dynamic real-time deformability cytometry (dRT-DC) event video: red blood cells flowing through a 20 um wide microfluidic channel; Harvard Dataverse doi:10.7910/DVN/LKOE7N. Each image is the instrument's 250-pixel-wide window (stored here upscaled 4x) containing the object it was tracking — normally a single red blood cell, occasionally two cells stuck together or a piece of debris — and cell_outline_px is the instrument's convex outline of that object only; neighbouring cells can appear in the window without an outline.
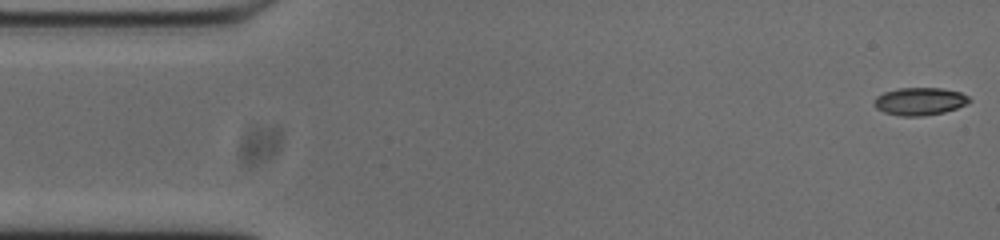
{"species": "common noctule bat (a hibernating species)", "species_latin": "Nyctalus noctula", "temperature_condition": "cold", "stored_images_in_passage": 46, "camera_frame_rate_fps": 3000, "um_per_image_px": 0.085, "animal": {"sex": "male", "body_mass_g": 20.0, "forearm_length_mm": 53.3}, "frame": {"image": 1, "passage_image": 1, "time_ms": 0.0, "image_size_px": [1000, 240], "cell_outline_px": [[972, 100], [968, 104], [944, 112], [924, 116], [900, 116], [884, 112], [876, 108], [872, 104], [872, 100], [876, 96], [884, 92], [900, 88], [940, 88], [960, 92], [968, 96]], "centroid_in_image_um": [78.16, 8.62], "position_along_channel_um": 6.8, "area_um2": 15.49}}
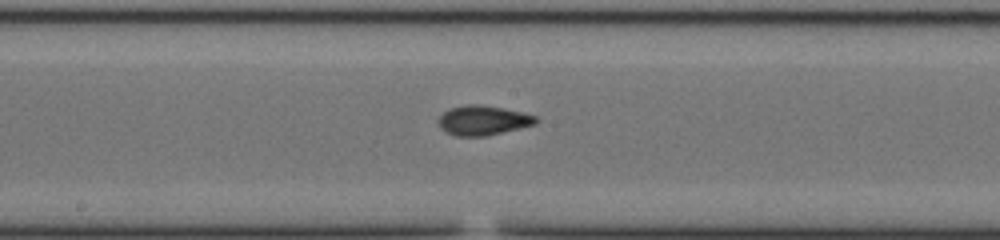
{"frame": {"image": 2, "passage_image": 26, "time_ms": 8.333, "image_size_px": [1000, 240], "cell_outline_px": [[540, 120], [536, 124], [520, 128], [484, 136], [456, 136], [444, 132], [440, 128], [436, 120], [448, 108], [468, 104], [480, 104], [504, 108], [524, 112], [536, 116]], "centroid_in_image_um": [41.04, 10.22], "position_along_channel_um": 207.2, "area_um2": 17.11}}
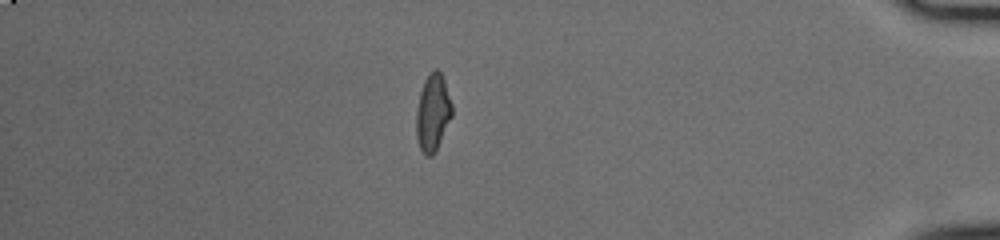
{"frame": {"image": 3, "passage_image": 45, "time_ms": 14.667, "image_size_px": [1000, 240], "cell_outline_px": [[452, 116], [432, 156], [424, 156], [420, 148], [416, 136], [416, 112], [420, 92], [424, 80], [432, 68], [436, 68], [440, 72], [444, 80], [452, 104]], "centroid_in_image_um": [36.77, 9.54], "position_along_channel_um": 398.4, "area_um2": 15.95}, "authors_computed_cell_mechanics": {"area_um2": 15.9817, "velocity_mm_per_s": 3.7955, "shape_relaxation_time_tau1_ms": 5.5202, "shape_relaxation_time_tau2_ms": 1.3422, "deformation_change_tau1": 0.1796, "deformation_change_tau2": 0.0563}}